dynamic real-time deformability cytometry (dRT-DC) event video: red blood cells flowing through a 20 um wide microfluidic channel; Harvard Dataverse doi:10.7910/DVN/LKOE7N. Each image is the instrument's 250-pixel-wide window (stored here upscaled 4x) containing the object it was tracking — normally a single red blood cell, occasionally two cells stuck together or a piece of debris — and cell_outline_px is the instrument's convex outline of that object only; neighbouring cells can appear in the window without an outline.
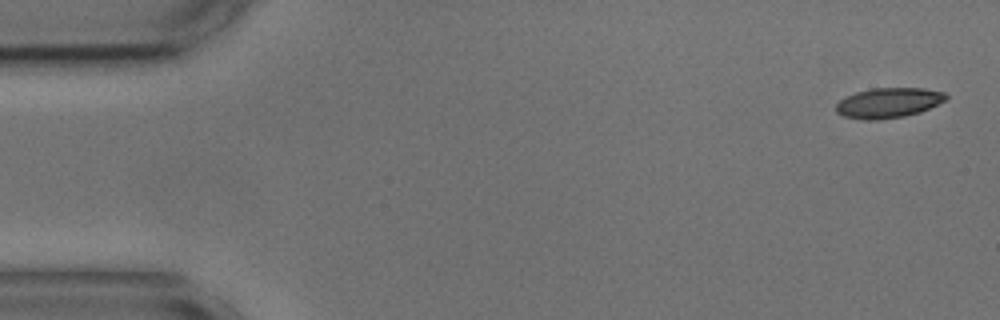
{"species": "common noctule bat (a hibernating species)", "species_latin": "Nyctalus noctula", "temperature_condition": "cold", "stored_images_in_passage": 10, "camera_frame_rate_fps": 3000, "um_per_image_px": 0.085, "animal": {"sex": "male", "body_mass_g": 17.9, "forearm_length_mm": 54.2}, "frame": {"image": 1, "passage_image": 1, "time_ms": 0.0, "image_size_px": [1000, 320], "cell_outline_px": [[948, 96], [944, 100], [920, 112], [904, 116], [880, 120], [864, 120], [844, 116], [836, 112], [836, 104], [840, 100], [856, 92], [872, 88], [924, 88], [944, 92]], "centroid_in_image_um": [75.5, 8.74], "position_along_channel_um": 9.5, "area_um2": 19.13}}